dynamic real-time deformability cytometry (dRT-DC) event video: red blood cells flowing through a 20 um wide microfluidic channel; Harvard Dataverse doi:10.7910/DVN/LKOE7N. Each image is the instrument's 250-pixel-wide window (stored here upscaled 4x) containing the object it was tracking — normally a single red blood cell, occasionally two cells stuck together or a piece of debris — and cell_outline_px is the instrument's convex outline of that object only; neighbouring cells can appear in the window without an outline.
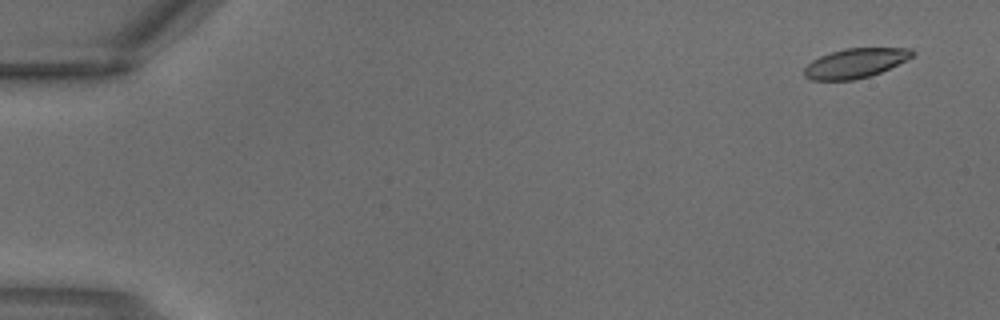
{"species": "common noctule bat (a hibernating species)", "species_latin": "Nyctalus noctula", "temperature_condition": "warm", "stored_images_in_passage": 3, "camera_frame_rate_fps": 3000, "um_per_image_px": 0.085, "animal": {"sex": "male", "body_mass_g": 18.8}, "frame": {"image": 1, "passage_image": 1, "time_ms": 0.0, "image_size_px": [1000, 320], "cell_outline_px": [[916, 52], [912, 56], [880, 72], [868, 76], [852, 80], [812, 80], [804, 76], [804, 68], [812, 60], [820, 56], [844, 48], [912, 48]], "centroid_in_image_um": [72.67, 5.36], "position_along_channel_um": 12.3, "area_um2": 18.32}}
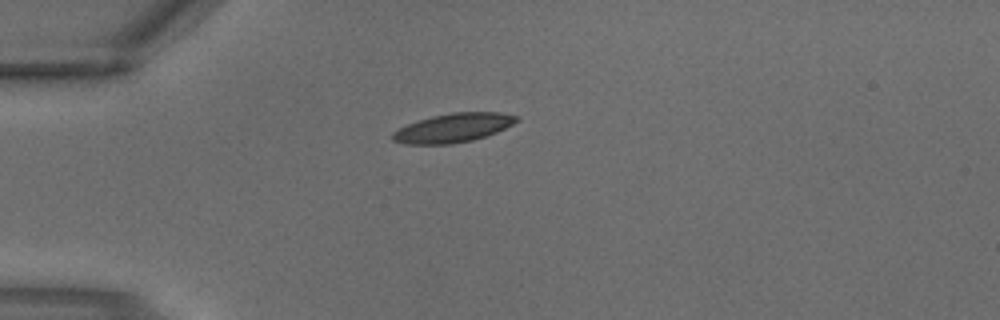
{"frame": {"image": 2, "passage_image": 3, "time_ms": 0.667, "image_size_px": [1000, 320], "cell_outline_px": [[520, 120], [496, 132], [472, 140], [452, 144], [404, 144], [392, 140], [392, 132], [408, 124], [432, 116], [452, 112], [500, 112], [520, 116]], "centroid_in_image_um": [38.54, 10.86], "position_along_channel_um": 46.5, "area_um2": 20.81}}